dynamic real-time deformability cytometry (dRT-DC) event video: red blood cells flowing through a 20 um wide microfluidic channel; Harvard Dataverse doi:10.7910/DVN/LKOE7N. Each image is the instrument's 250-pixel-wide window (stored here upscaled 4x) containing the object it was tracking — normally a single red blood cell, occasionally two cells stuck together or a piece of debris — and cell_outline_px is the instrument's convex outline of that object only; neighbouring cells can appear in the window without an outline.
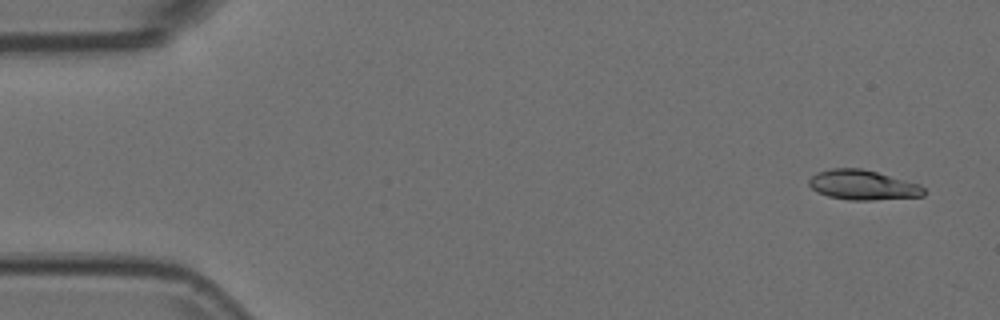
{"species": "Egyptian fruit bat (a non-hibernating species)", "species_latin": "Rousettus aegyptiacus", "temperature_condition": "room temperature", "stored_images_in_passage": 54, "camera_frame_rate_fps": 3000, "um_per_image_px": 0.085, "animal": {"sex": "female"}, "frame": {"image": 1, "passage_image": 3, "time_ms": 0.667, "image_size_px": [1000, 320], "cell_outline_px": [[924, 196], [872, 200], [848, 200], [828, 196], [816, 192], [808, 184], [808, 180], [816, 172], [832, 168], [860, 168], [876, 172], [920, 184], [924, 188]], "centroid_in_image_um": [73.31, 15.73], "position_along_channel_um": 11.7, "area_um2": 19.94}}
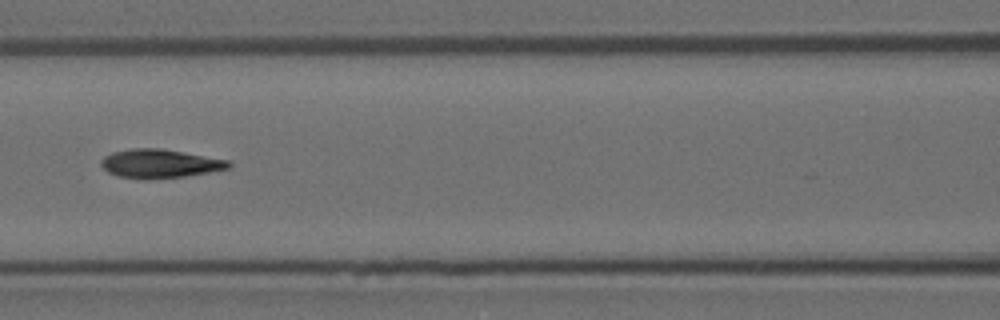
{"frame": {"image": 2, "passage_image": 24, "time_ms": 7.667, "image_size_px": [1000, 320], "cell_outline_px": [[232, 164], [228, 168], [208, 172], [184, 176], [144, 180], [140, 180], [116, 176], [108, 172], [100, 164], [100, 160], [104, 156], [112, 152], [132, 148], [160, 148], [228, 160]], "centroid_in_image_um": [13.51, 13.91], "position_along_channel_um": 153.1, "area_um2": 21.39}}
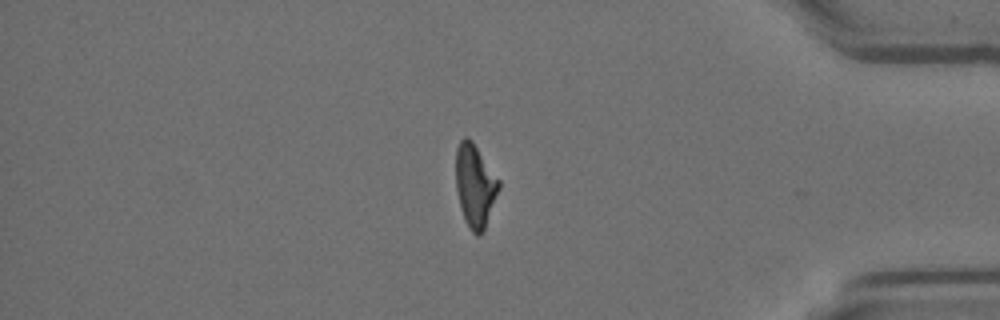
{"frame": {"image": 3, "passage_image": 46, "time_ms": 15.0, "image_size_px": [1000, 320], "cell_outline_px": [[500, 188], [484, 232], [480, 236], [476, 236], [468, 228], [464, 220], [456, 188], [456, 148], [460, 140], [464, 136], [468, 136], [472, 140], [500, 180]], "centroid_in_image_um": [40.39, 15.79], "position_along_channel_um": 394.8, "area_um2": 21.1}}